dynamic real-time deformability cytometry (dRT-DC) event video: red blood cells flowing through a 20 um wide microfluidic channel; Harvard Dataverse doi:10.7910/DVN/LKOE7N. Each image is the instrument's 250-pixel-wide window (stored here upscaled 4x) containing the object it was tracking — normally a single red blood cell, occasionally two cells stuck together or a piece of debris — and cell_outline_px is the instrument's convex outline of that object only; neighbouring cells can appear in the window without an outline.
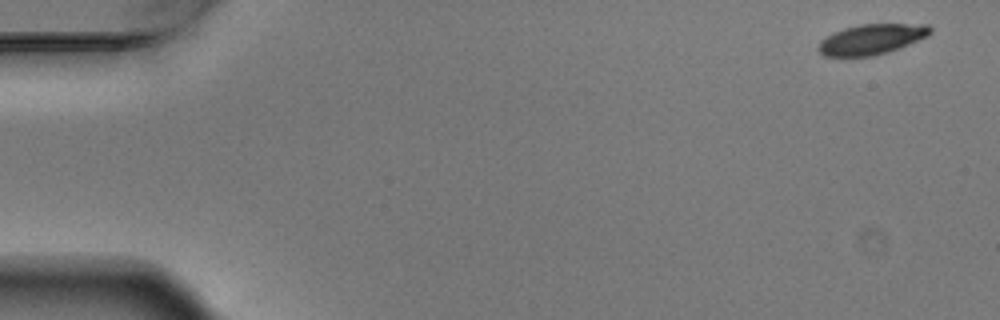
{"species": "Egyptian fruit bat (a non-hibernating species)", "species_latin": "Rousettus aegyptiacus", "temperature_condition": "warm", "stored_images_in_passage": 5, "segment_of_instrument_passage": [1, 2], "camera_frame_rate_fps": 3000, "um_per_image_px": 0.085, "animal": {"sex": "male"}, "frame": {"image": 1, "passage_image": 1, "time_ms": 0.0, "image_size_px": [1000, 320], "cell_outline_px": [[932, 32], [928, 36], [888, 52], [872, 56], [824, 56], [816, 48], [820, 40], [844, 28], [860, 24], [928, 24], [932, 28]], "centroid_in_image_um": [74.09, 3.33], "position_along_channel_um": 10.9, "area_um2": 19.65}}